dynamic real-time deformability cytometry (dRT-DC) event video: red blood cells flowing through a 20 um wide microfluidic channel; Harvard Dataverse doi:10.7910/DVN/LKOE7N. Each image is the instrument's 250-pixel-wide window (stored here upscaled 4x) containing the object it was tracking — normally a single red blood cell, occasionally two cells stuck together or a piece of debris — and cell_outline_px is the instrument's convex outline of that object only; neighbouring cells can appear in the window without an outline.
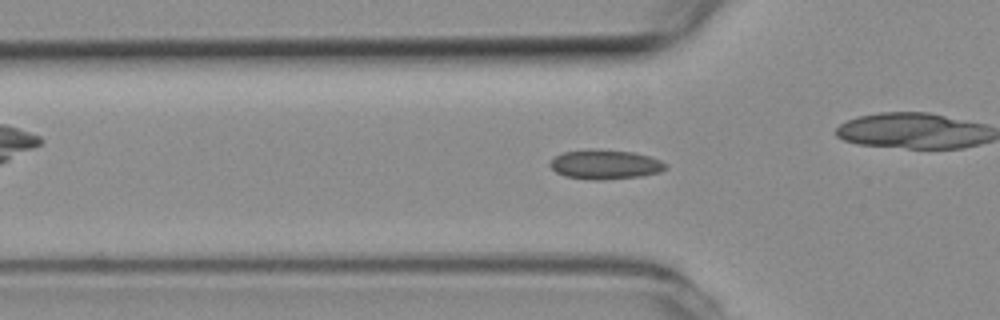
{"species": "common noctule bat (a hibernating species)", "species_latin": "Nyctalus noctula", "temperature_condition": "room temperature", "stored_images_in_passage": 53, "camera_frame_rate_fps": 3000, "um_per_image_px": 0.085, "animal": {"sex": "female", "body_mass_g": 19.3, "forearm_length_mm": 54.1}, "frame": {"image": 1, "passage_image": 16, "time_ms": 5.0, "image_size_px": [1000, 320], "cell_outline_px": [[668, 164], [660, 172], [640, 176], [604, 180], [592, 180], [564, 176], [556, 172], [548, 164], [556, 156], [564, 152], [632, 152], [648, 156], [660, 160]], "centroid_in_image_um": [51.46, 14.04], "position_along_channel_um": 74.3, "area_um2": 18.84}}
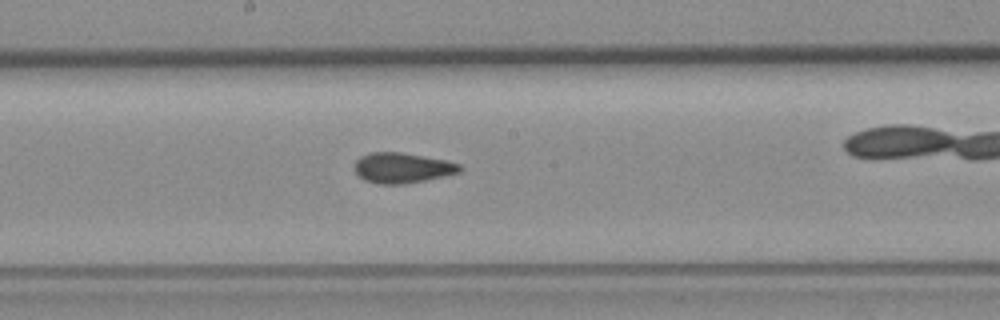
{"frame": {"image": 2, "passage_image": 27, "time_ms": 8.667, "image_size_px": [1000, 320], "cell_outline_px": [[464, 168], [460, 172], [444, 176], [404, 184], [376, 184], [364, 180], [356, 172], [356, 160], [360, 156], [372, 152], [400, 152], [448, 160], [460, 164]], "centroid_in_image_um": [34.23, 14.27], "position_along_channel_um": 214.0, "area_um2": 18.61}}
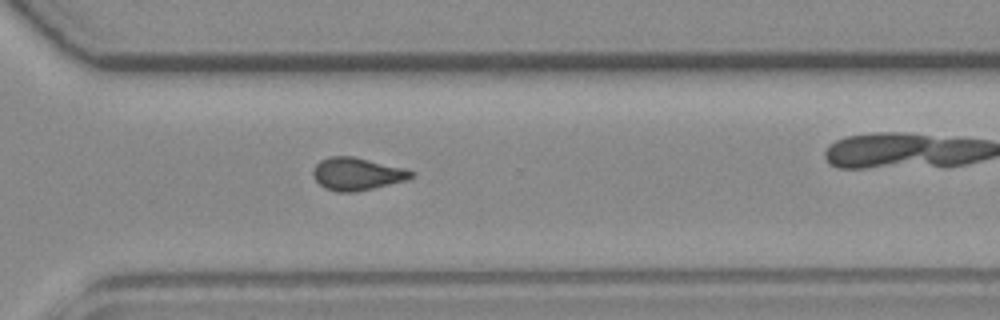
{"frame": {"image": 3, "passage_image": 37, "time_ms": 12.0, "image_size_px": [1000, 320], "cell_outline_px": [[416, 176], [408, 180], [356, 192], [336, 192], [324, 188], [312, 176], [312, 172], [316, 164], [320, 160], [328, 156], [352, 156], [404, 168], [416, 172]], "centroid_in_image_um": [30.36, 14.79], "position_along_channel_um": 340.2, "area_um2": 18.84}, "authors_computed_cell_mechanics": {"area_um2": 18.6116, "velocity_mm_per_s": 3.7882, "shape_relaxation_time_tau1_ms": null, "shape_relaxation_time_tau2_ms": 1.7185, "deformation_change_tau1": null, "deformation_change_tau2": 0.0811}}